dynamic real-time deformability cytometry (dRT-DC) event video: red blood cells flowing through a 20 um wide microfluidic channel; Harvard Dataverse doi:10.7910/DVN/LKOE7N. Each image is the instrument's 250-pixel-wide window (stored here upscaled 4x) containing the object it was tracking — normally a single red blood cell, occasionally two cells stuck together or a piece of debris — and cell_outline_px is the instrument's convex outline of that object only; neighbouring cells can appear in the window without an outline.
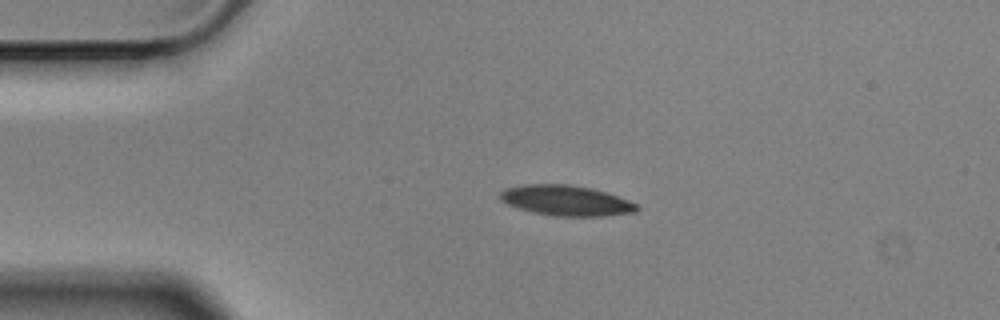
{"species": "Egyptian fruit bat (a non-hibernating species)", "species_latin": "Rousettus aegyptiacus", "temperature_condition": "cold", "stored_images_in_passage": 2, "camera_frame_rate_fps": 3000, "um_per_image_px": 0.085, "animal": {"sex": "male"}, "frame": {"image": 1, "passage_image": 1, "time_ms": 0.0, "image_size_px": [1000, 320], "cell_outline_px": [[640, 208], [636, 212], [604, 216], [556, 216], [532, 212], [508, 204], [500, 200], [500, 192], [504, 188], [524, 184], [568, 184], [592, 188], [628, 200], [636, 204]], "centroid_in_image_um": [48.1, 17.04], "position_along_channel_um": 36.9, "area_um2": 24.1}}